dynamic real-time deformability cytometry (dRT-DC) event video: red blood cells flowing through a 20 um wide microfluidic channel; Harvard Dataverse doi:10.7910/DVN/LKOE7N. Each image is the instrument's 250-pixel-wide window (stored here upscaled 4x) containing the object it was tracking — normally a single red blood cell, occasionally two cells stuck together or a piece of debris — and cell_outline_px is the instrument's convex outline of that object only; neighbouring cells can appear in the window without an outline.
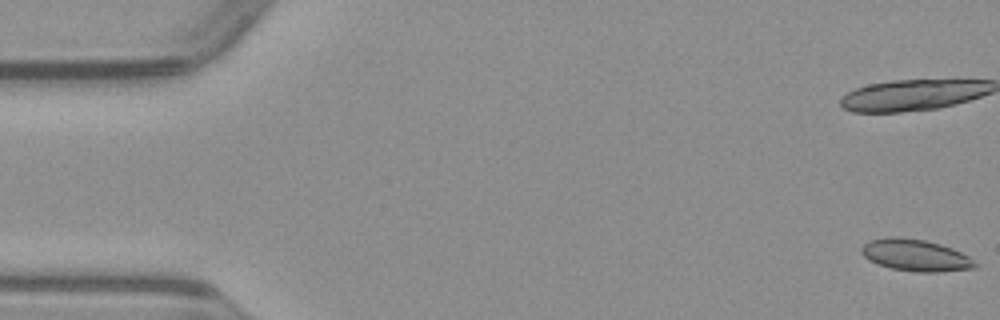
{"species": "common noctule bat (a hibernating species)", "species_latin": "Nyctalus noctula", "temperature_condition": "warm", "stored_images_in_passage": 18, "camera_frame_rate_fps": 3000, "um_per_image_px": 0.085, "animal": {"sex": "male", "body_mass_g": 23.1, "forearm_length_mm": 52.7}, "frame": {"image": 1, "passage_image": 1, "time_ms": 0.0, "image_size_px": [1000, 320], "cell_outline_px": [[976, 268], [936, 272], [916, 272], [892, 268], [876, 264], [868, 260], [860, 252], [860, 248], [868, 240], [888, 236], [896, 236], [924, 240], [940, 244], [952, 248], [968, 256], [976, 264]], "centroid_in_image_um": [77.75, 21.68], "position_along_channel_um": 7.2, "area_um2": 21.1}}